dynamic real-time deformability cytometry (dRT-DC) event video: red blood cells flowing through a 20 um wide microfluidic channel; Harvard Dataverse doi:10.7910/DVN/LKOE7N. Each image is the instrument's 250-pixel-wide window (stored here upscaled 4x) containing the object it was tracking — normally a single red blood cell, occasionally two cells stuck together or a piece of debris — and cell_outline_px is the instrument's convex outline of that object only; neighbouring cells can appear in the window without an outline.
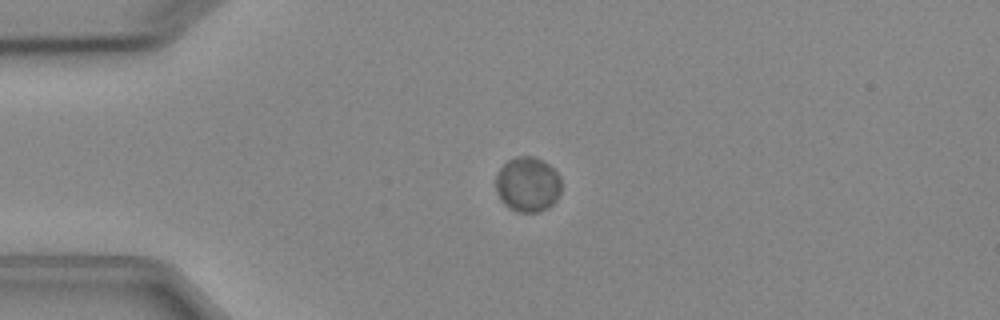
{"species": "Egyptian fruit bat (a non-hibernating species)", "species_latin": "Rousettus aegyptiacus", "temperature_condition": "cold", "stored_images_in_passage": 4, "camera_frame_rate_fps": 3000, "um_per_image_px": 0.085, "animal": {"sex": "female"}, "frame": {"image": 1, "passage_image": 3, "time_ms": 3.0, "image_size_px": [1000, 320], "cell_outline_px": [[560, 192], [556, 200], [548, 208], [536, 212], [520, 212], [504, 204], [500, 200], [496, 188], [496, 176], [500, 168], [508, 160], [516, 156], [532, 156], [548, 164], [560, 176]], "centroid_in_image_um": [44.85, 15.67], "position_along_channel_um": 40.2, "area_um2": 20.81}}